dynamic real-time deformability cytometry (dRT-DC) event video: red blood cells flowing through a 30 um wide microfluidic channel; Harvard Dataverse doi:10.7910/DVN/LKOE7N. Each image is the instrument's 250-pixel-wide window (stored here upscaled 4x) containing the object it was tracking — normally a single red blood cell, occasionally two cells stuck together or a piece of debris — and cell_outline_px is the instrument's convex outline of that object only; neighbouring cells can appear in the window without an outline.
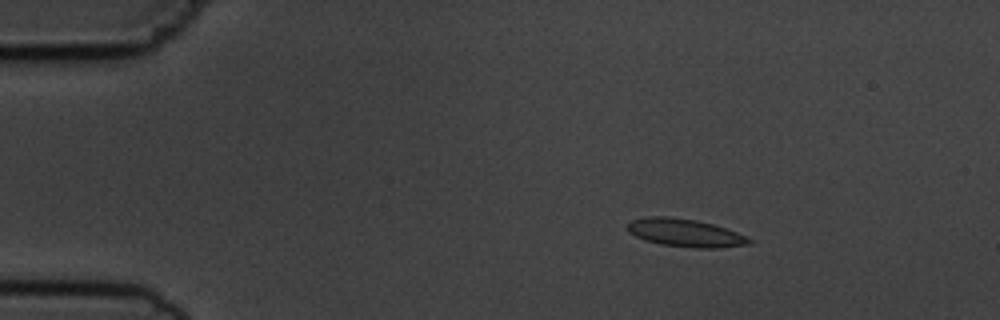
{"species": "common noctule bat (a hibernating species)", "species_latin": "Nyctalus noctula", "temperature_condition": "cold", "stored_images_in_passage": 3, "camera_frame_rate_fps": 3000, "um_per_image_px": 0.085, "animal": {"sex": "male", "body_mass_g": 19.5, "forearm_length_mm": 54.6}, "frame": {"image": 1, "passage_image": 1, "time_ms": 0.0, "image_size_px": [1000, 320], "cell_outline_px": [[752, 244], [716, 248], [692, 248], [660, 244], [644, 240], [628, 232], [628, 224], [632, 220], [644, 216], [668, 216], [696, 220], [712, 224], [736, 232], [752, 240]], "centroid_in_image_um": [58.21, 19.79], "position_along_channel_um": 26.8, "area_um2": 19.77}}